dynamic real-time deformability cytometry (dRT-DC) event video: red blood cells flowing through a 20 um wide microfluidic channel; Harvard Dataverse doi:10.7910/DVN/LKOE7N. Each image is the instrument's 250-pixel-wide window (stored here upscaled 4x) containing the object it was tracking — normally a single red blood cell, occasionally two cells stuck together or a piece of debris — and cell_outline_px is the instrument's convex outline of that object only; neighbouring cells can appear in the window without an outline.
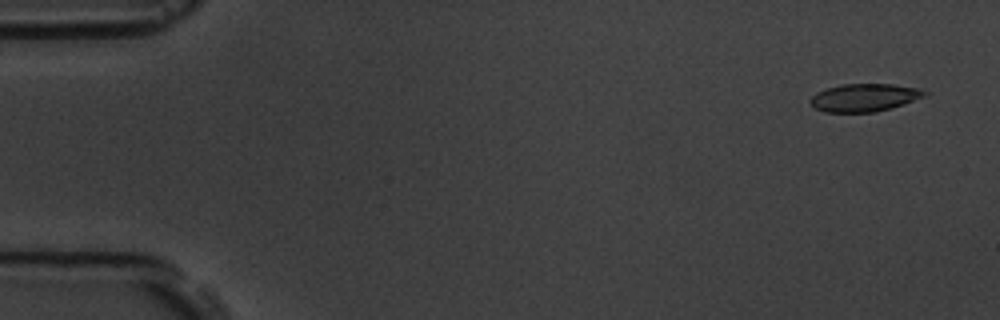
{"species": "common noctule bat (a hibernating species)", "species_latin": "Nyctalus noctula", "temperature_condition": "room temperature", "stored_images_in_passage": 5, "camera_frame_rate_fps": 3000, "um_per_image_px": 0.085, "animal": {"sex": "male", "body_mass_g": 19.5, "forearm_length_mm": 54.6}, "frame": {"image": 1, "passage_image": 1, "time_ms": 0.0, "image_size_px": [1000, 320], "cell_outline_px": [[928, 96], [892, 108], [876, 112], [824, 112], [816, 108], [808, 100], [816, 92], [840, 84], [892, 84], [920, 88], [928, 92]], "centroid_in_image_um": [73.52, 8.29], "position_along_channel_um": 11.5, "area_um2": 18.73}}
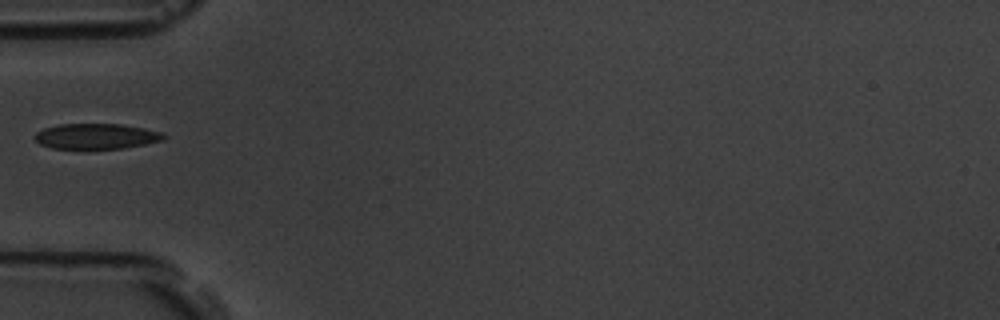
{"frame": {"image": 2, "passage_image": 5, "time_ms": 5.333, "image_size_px": [1000, 320], "cell_outline_px": [[168, 136], [164, 140], [124, 148], [52, 148], [40, 144], [32, 136], [36, 132], [44, 128], [56, 124], [120, 124], [144, 128], [160, 132]], "centroid_in_image_um": [8.16, 11.57], "position_along_channel_um": 76.8, "area_um2": 19.07}}